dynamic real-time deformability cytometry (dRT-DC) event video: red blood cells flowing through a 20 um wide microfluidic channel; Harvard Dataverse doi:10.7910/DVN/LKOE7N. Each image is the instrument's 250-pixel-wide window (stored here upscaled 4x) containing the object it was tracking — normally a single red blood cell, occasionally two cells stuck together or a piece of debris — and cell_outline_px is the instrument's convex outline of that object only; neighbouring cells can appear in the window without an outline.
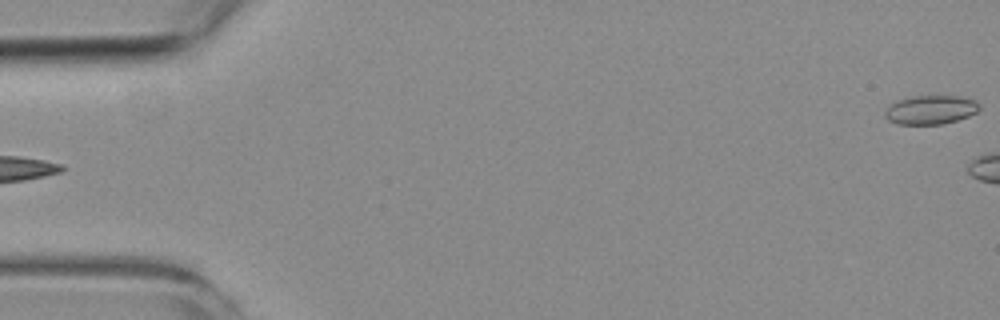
{"species": "common noctule bat (a hibernating species)", "species_latin": "Nyctalus noctula", "temperature_condition": "room temperature", "stored_images_in_passage": 3, "camera_frame_rate_fps": 3000, "um_per_image_px": 0.085, "animal": {"sex": "female", "body_mass_g": 19.3, "forearm_length_mm": 54.1}, "frame": {"image": 1, "passage_image": 1, "time_ms": 0.0, "image_size_px": [1000, 320], "cell_outline_px": [[980, 108], [976, 112], [968, 116], [944, 124], [896, 124], [888, 120], [884, 116], [884, 112], [888, 104], [896, 100], [912, 96], [936, 92], [964, 96], [976, 100], [980, 104]], "centroid_in_image_um": [79.11, 9.26], "position_along_channel_um": 5.9, "area_um2": 16.94}}